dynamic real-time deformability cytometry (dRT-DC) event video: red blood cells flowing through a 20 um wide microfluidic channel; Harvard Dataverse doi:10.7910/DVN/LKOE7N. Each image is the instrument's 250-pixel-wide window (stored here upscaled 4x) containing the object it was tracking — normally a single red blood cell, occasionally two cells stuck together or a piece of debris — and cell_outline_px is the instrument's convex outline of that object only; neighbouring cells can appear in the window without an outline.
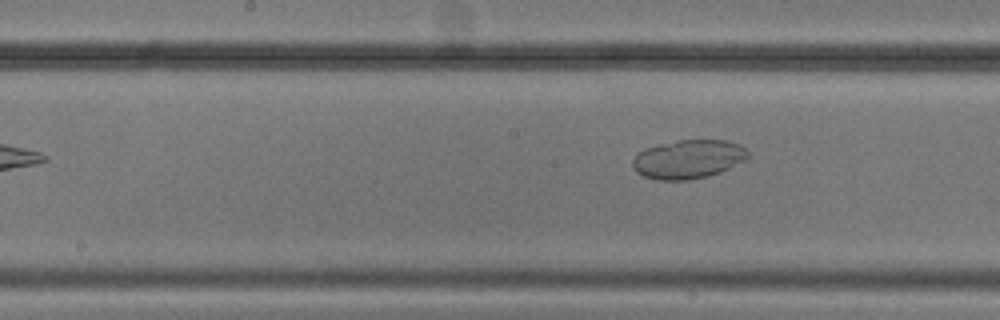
{"species": "common noctule bat (a hibernating species)", "species_latin": "Nyctalus noctula", "temperature_condition": "cold", "stored_images_in_passage": 7, "camera_frame_rate_fps": 3000, "um_per_image_px": 0.085, "animal": {"sex": "male", "body_mass_g": 20.5, "forearm_length_mm": 52.5}, "frame": {"image": 1, "passage_image": 7, "time_ms": 7.333, "image_size_px": [1000, 320], "cell_outline_px": [[748, 160], [720, 172], [708, 176], [688, 180], [656, 180], [644, 176], [636, 172], [632, 164], [632, 160], [636, 152], [644, 148], [660, 144], [680, 140], [728, 140], [740, 144], [748, 152]], "centroid_in_image_um": [58.5, 13.53], "position_along_channel_um": 189.7, "area_um2": 26.36}}